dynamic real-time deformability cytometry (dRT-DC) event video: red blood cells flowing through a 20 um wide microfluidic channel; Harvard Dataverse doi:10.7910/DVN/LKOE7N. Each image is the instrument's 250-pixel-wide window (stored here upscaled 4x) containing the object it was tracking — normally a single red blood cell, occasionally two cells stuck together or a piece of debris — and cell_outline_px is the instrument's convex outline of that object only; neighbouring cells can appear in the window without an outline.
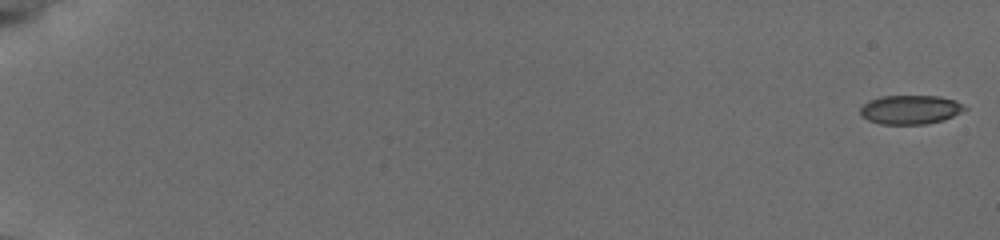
{"species": "common noctule bat (a hibernating species)", "species_latin": "Nyctalus noctula", "temperature_condition": "cold", "stored_images_in_passage": 56, "camera_frame_rate_fps": 3000, "um_per_image_px": 0.085, "animal": {"sex": "female", "body_mass_g": 19.5, "forearm_length_mm": 54.1}, "frame": {"image": 1, "passage_image": 1, "time_ms": 0.0, "image_size_px": [1000, 240], "cell_outline_px": [[968, 108], [944, 120], [924, 124], [880, 124], [868, 120], [860, 116], [860, 108], [868, 100], [884, 96], [940, 96], [956, 100], [964, 104]], "centroid_in_image_um": [77.37, 9.31], "position_along_channel_um": 7.6, "area_um2": 17.74}}
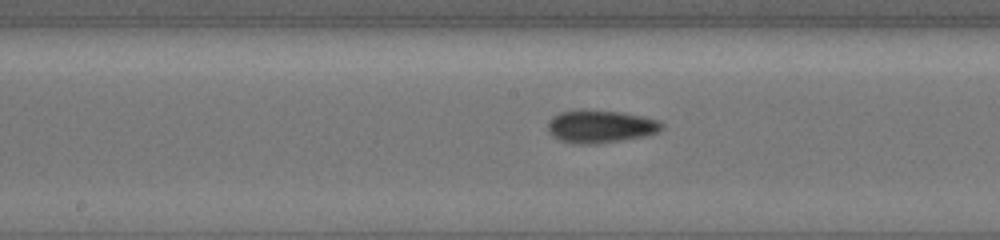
{"frame": {"image": 2, "passage_image": 32, "time_ms": 10.333, "image_size_px": [1000, 240], "cell_outline_px": [[664, 128], [660, 132], [648, 136], [596, 144], [572, 144], [560, 140], [552, 136], [548, 132], [548, 120], [552, 116], [560, 112], [576, 108], [584, 108], [620, 112], [644, 116], [660, 120], [664, 124]], "centroid_in_image_um": [51.05, 10.73], "position_along_channel_um": 197.2, "area_um2": 22.6}}
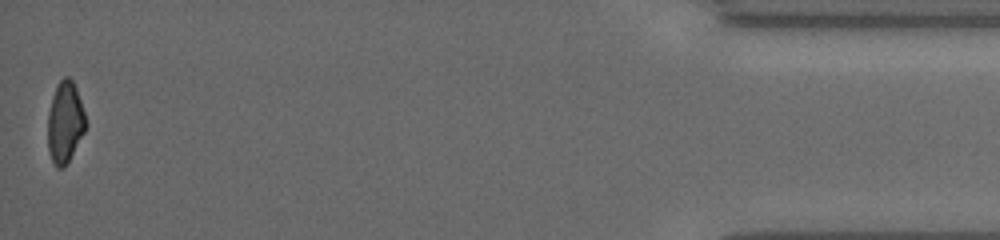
{"frame": {"image": 3, "passage_image": 56, "time_ms": 18.333, "image_size_px": [1000, 240], "cell_outline_px": [[88, 124], [84, 132], [64, 168], [56, 168], [52, 160], [48, 148], [48, 112], [52, 96], [56, 84], [64, 76], [68, 76], [72, 80], [76, 88]], "centroid_in_image_um": [5.52, 10.37], "position_along_channel_um": 429.7, "area_um2": 17.98}, "authors_computed_cell_mechanics": {"area_um2": 19.363, "velocity_mm_per_s": 3.838, "shape_relaxation_time_tau1_ms": 4.5186, "shape_relaxation_time_tau2_ms": 5.9395, "deformation_change_tau1": 0.1107, "deformation_change_tau2": 0.1021}}